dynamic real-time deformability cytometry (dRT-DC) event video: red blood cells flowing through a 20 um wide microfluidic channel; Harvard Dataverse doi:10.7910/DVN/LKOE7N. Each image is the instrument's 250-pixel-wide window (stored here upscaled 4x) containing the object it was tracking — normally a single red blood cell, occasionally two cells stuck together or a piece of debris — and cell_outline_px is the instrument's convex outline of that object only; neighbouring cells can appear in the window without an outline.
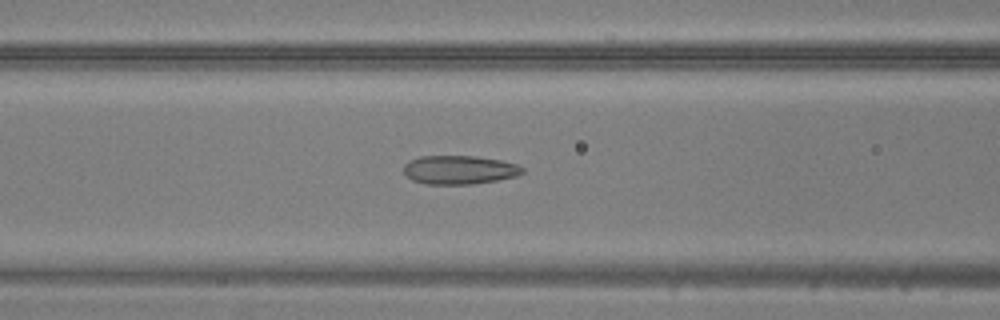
{"species": "common noctule bat (a hibernating species)", "species_latin": "Nyctalus noctula", "temperature_condition": "warm", "stored_images_in_passage": 39, "camera_frame_rate_fps": 3000, "um_per_image_px": 0.085, "animal": {"sex": "male", "body_mass_g": 20.5, "forearm_length_mm": 52.5}, "frame": {"image": 1, "passage_image": 10, "time_ms": 3.0, "image_size_px": [1000, 320], "cell_outline_px": [[524, 172], [516, 176], [496, 180], [472, 184], [428, 184], [412, 180], [404, 176], [404, 164], [408, 160], [420, 156], [476, 156], [500, 160], [516, 164], [524, 168]], "centroid_in_image_um": [39.0, 14.43], "position_along_channel_um": 127.6, "area_um2": 19.94}}
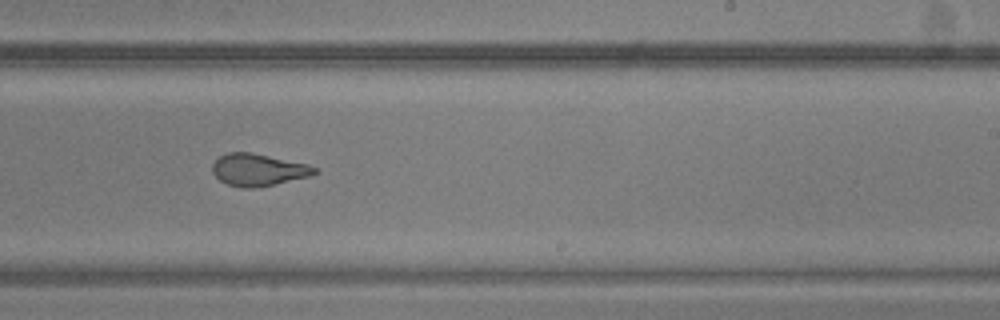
{"frame": {"image": 2, "passage_image": 20, "time_ms": 6.333, "image_size_px": [1000, 320], "cell_outline_px": [[320, 172], [308, 176], [256, 188], [244, 188], [228, 184], [220, 180], [212, 172], [212, 164], [220, 156], [228, 152], [252, 152], [308, 164], [320, 168]], "centroid_in_image_um": [21.97, 14.42], "position_along_channel_um": 267.0, "area_um2": 19.13}}
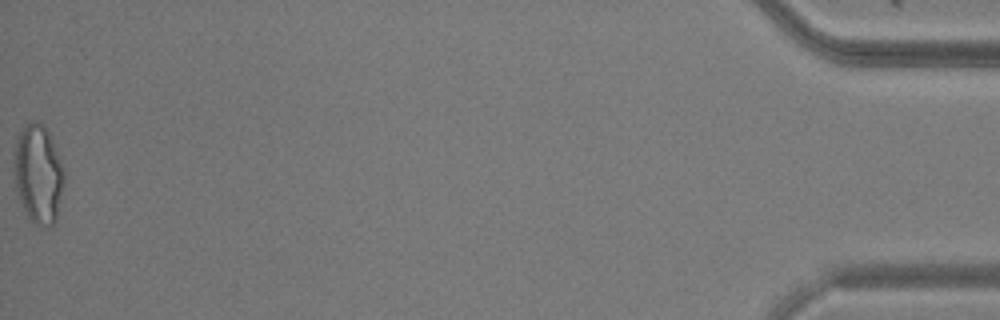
{"frame": {"image": 3, "passage_image": 39, "time_ms": 12.667, "image_size_px": [1000, 320], "cell_outline_px": [[64, 176], [56, 220], [48, 228], [36, 224], [28, 216], [16, 192], [12, 152], [16, 136], [24, 124], [32, 120], [36, 120], [48, 128], [64, 172]], "centroid_in_image_um": [3.21, 14.71], "position_along_channel_um": 432.0, "area_um2": 29.07}}